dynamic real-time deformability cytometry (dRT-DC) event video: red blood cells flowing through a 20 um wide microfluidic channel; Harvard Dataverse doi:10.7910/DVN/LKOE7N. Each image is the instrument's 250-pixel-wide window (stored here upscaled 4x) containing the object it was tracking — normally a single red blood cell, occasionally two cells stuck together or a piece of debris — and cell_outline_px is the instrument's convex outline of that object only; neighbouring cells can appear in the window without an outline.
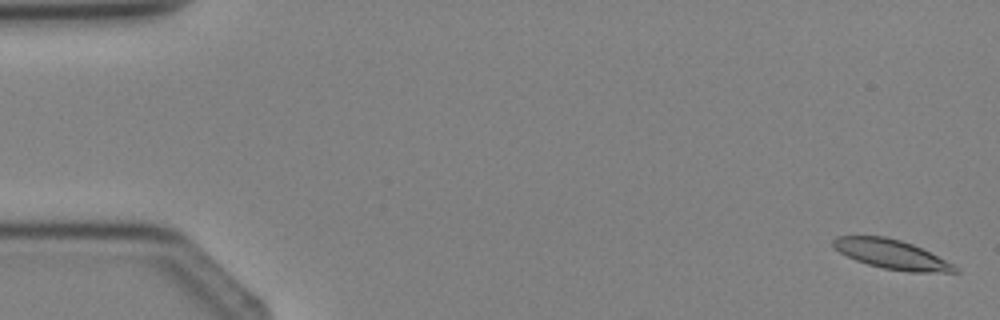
{"species": "Egyptian fruit bat (a non-hibernating species)", "species_latin": "Rousettus aegyptiacus", "temperature_condition": "cold", "stored_images_in_passage": 4, "camera_frame_rate_fps": 3000, "um_per_image_px": 0.085, "animal": {"sex": "female"}, "frame": {"image": 1, "passage_image": 1, "time_ms": 0.0, "image_size_px": [1000, 320], "cell_outline_px": [[960, 272], [908, 272], [884, 268], [868, 264], [856, 260], [840, 252], [832, 244], [832, 240], [836, 236], [884, 236], [900, 240], [912, 244], [960, 268]], "centroid_in_image_um": [75.77, 21.62], "position_along_channel_um": 9.2, "area_um2": 20.4}}